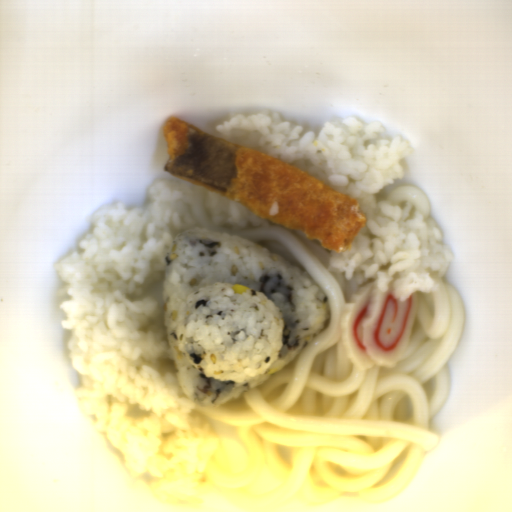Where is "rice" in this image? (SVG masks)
Listing matches in <instances>:
<instances>
[{"label":"rice","mask_w":512,"mask_h":512,"mask_svg":"<svg viewBox=\"0 0 512 512\" xmlns=\"http://www.w3.org/2000/svg\"><path fill=\"white\" fill-rule=\"evenodd\" d=\"M147 192L143 207L98 209L79 246L56 263L60 325L80 376L77 398L126 468L159 500L199 505L218 438L179 382L151 293L183 228L175 210L182 194L158 178Z\"/></svg>","instance_id":"1"},{"label":"rice","mask_w":512,"mask_h":512,"mask_svg":"<svg viewBox=\"0 0 512 512\" xmlns=\"http://www.w3.org/2000/svg\"><path fill=\"white\" fill-rule=\"evenodd\" d=\"M161 313L177 379L208 407L236 400L324 330V292L276 252L208 228L180 230L164 261ZM249 288L235 294L233 284Z\"/></svg>","instance_id":"2"},{"label":"rice","mask_w":512,"mask_h":512,"mask_svg":"<svg viewBox=\"0 0 512 512\" xmlns=\"http://www.w3.org/2000/svg\"><path fill=\"white\" fill-rule=\"evenodd\" d=\"M213 227L223 224L237 225L241 229L246 226L268 227V220L254 215L238 201L210 190L207 200Z\"/></svg>","instance_id":"4"},{"label":"rice","mask_w":512,"mask_h":512,"mask_svg":"<svg viewBox=\"0 0 512 512\" xmlns=\"http://www.w3.org/2000/svg\"><path fill=\"white\" fill-rule=\"evenodd\" d=\"M279 209L278 201H273L270 208H269V214L270 216H276Z\"/></svg>","instance_id":"5"},{"label":"rice","mask_w":512,"mask_h":512,"mask_svg":"<svg viewBox=\"0 0 512 512\" xmlns=\"http://www.w3.org/2000/svg\"><path fill=\"white\" fill-rule=\"evenodd\" d=\"M220 139L277 158L358 201L365 217L346 252L331 251L329 268L350 284L374 280L381 292L406 301L430 292L427 269L444 277L451 259L439 227L412 203L381 199L385 188L403 178V163L413 149L408 139L386 136L379 122L335 117L319 134L283 121L278 113L237 114L216 126Z\"/></svg>","instance_id":"3"}]
</instances>
